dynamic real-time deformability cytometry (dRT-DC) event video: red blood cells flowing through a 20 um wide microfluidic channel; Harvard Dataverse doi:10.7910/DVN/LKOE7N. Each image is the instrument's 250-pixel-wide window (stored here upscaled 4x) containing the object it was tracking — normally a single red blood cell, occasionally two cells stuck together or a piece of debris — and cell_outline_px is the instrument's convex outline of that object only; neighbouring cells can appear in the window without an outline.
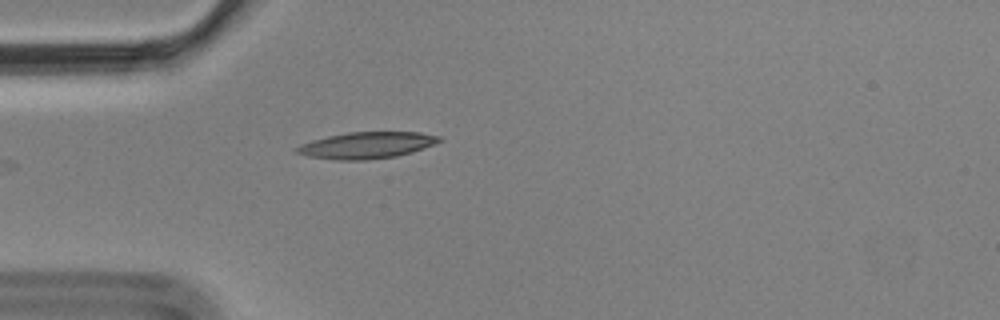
{"species": "Egyptian fruit bat (a non-hibernating species)", "species_latin": "Rousettus aegyptiacus", "temperature_condition": "cold", "stored_images_in_passage": 6, "camera_frame_rate_fps": 3000, "um_per_image_px": 0.085, "animal": {"sex": "male"}, "frame": {"image": 1, "passage_image": 6, "time_ms": 1.667, "image_size_px": [1000, 320], "cell_outline_px": [[444, 140], [424, 148], [412, 152], [396, 156], [364, 160], [336, 160], [308, 156], [296, 152], [292, 148], [300, 144], [312, 140], [328, 136], [348, 132], [420, 132], [440, 136]], "centroid_in_image_um": [31.16, 12.34], "position_along_channel_um": 53.8, "area_um2": 22.08}}